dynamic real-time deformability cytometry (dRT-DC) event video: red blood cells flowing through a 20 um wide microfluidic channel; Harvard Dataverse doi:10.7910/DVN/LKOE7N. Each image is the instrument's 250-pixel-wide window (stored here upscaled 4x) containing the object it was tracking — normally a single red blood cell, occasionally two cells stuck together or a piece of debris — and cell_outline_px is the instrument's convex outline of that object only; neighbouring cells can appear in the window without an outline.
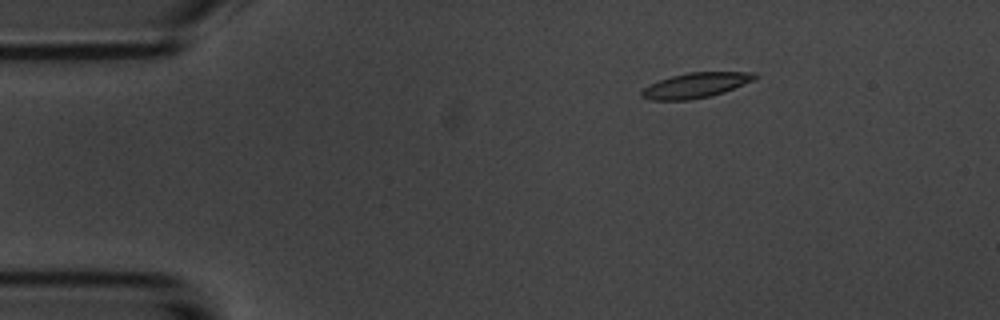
{"species": "common noctule bat (a hibernating species)", "species_latin": "Nyctalus noctula", "temperature_condition": "room temperature", "stored_images_in_passage": 4, "camera_frame_rate_fps": 3000, "um_per_image_px": 0.085, "animal": {"sex": "male", "body_mass_g": 20.1, "forearm_length_mm": 53.5}, "frame": {"image": 1, "passage_image": 2, "time_ms": 2.0, "image_size_px": [1000, 320], "cell_outline_px": [[760, 76], [752, 80], [724, 92], [708, 96], [688, 100], [652, 100], [640, 96], [640, 92], [644, 88], [660, 80], [672, 76], [688, 72], [756, 72]], "centroid_in_image_um": [59.14, 7.24], "position_along_channel_um": 25.9, "area_um2": 16.3}}